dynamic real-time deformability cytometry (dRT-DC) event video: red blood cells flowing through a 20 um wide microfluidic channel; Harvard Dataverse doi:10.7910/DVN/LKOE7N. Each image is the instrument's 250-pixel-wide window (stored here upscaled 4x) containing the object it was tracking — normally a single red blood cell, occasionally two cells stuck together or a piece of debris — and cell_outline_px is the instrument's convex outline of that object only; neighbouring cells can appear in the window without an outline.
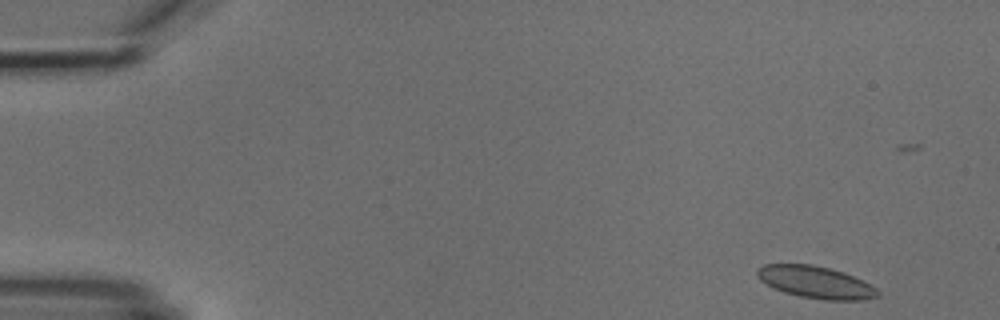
{"species": "common noctule bat (a hibernating species)", "species_latin": "Nyctalus noctula", "temperature_condition": "cold", "stored_images_in_passage": 6, "camera_frame_rate_fps": 3000, "um_per_image_px": 0.085, "animal": {"sex": "male", "body_mass_g": 18.8}, "frame": {"image": 1, "passage_image": 1, "time_ms": 0.0, "image_size_px": [1000, 320], "cell_outline_px": [[880, 296], [864, 300], [824, 300], [800, 296], [784, 292], [760, 280], [756, 272], [756, 268], [764, 264], [812, 264], [844, 272], [876, 288], [880, 292]], "centroid_in_image_um": [69.34, 23.99], "position_along_channel_um": 15.7, "area_um2": 22.37}}
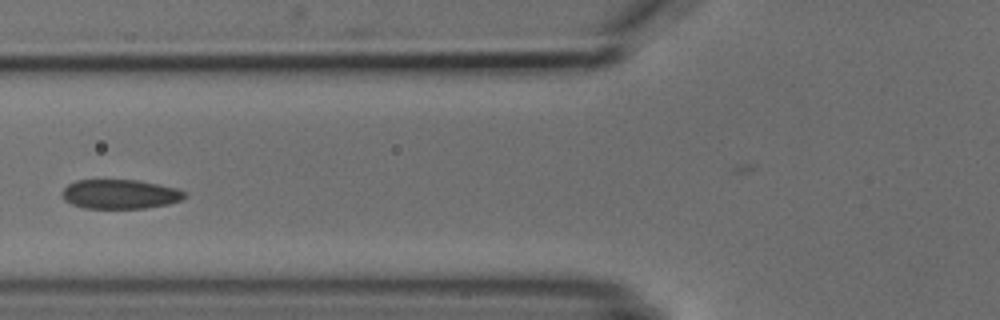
{"frame": {"image": 2, "passage_image": 5, "time_ms": 5.667, "image_size_px": [1000, 320], "cell_outline_px": [[188, 192], [180, 200], [168, 204], [144, 208], [84, 208], [72, 204], [64, 200], [60, 192], [68, 184], [76, 180], [136, 180], [176, 188]], "centroid_in_image_um": [10.16, 16.5], "position_along_channel_um": 115.6, "area_um2": 20.87}}
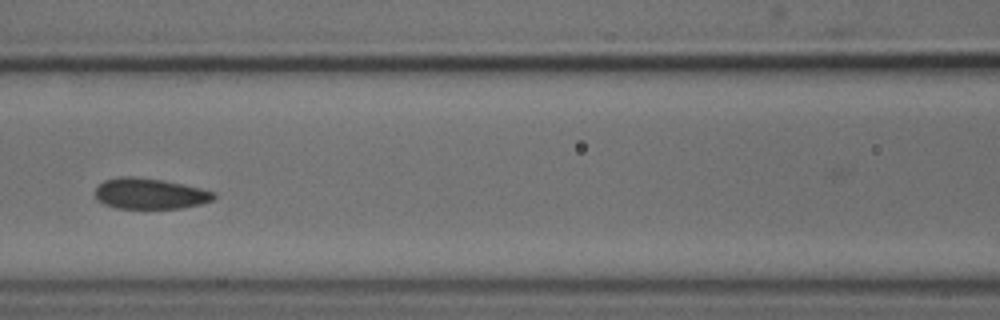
{"frame": {"image": 3, "passage_image": 6, "time_ms": 6.667, "image_size_px": [1000, 320], "cell_outline_px": [[216, 196], [212, 200], [200, 204], [180, 208], [116, 208], [104, 204], [96, 200], [96, 188], [104, 180], [120, 176], [132, 176], [164, 180], [200, 188], [216, 192]], "centroid_in_image_um": [12.73, 16.45], "position_along_channel_um": 153.9, "area_um2": 21.27}}